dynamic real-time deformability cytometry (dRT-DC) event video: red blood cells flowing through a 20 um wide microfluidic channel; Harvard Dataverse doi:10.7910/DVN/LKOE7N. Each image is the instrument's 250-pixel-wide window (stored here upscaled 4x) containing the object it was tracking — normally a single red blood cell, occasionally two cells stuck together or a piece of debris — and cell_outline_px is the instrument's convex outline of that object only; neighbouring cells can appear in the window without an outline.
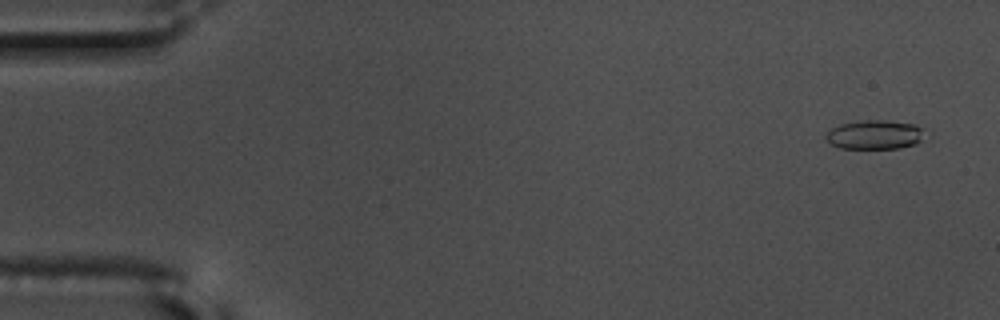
{"species": "common noctule bat (a hibernating species)", "species_latin": "Nyctalus noctula", "temperature_condition": "warm", "stored_images_in_passage": 55, "camera_frame_rate_fps": 3000, "um_per_image_px": 0.085, "animal": {"sex": "male", "body_mass_g": 17.5, "forearm_length_mm": 52.3}, "frame": {"image": 1, "passage_image": 1, "time_ms": 0.0, "image_size_px": [1000, 320], "cell_outline_px": [[920, 140], [916, 144], [900, 148], [840, 148], [832, 144], [824, 136], [832, 128], [840, 124], [864, 120], [884, 120], [912, 124], [920, 128]], "centroid_in_image_um": [74.29, 11.45], "position_along_channel_um": 10.7, "area_um2": 16.3}}
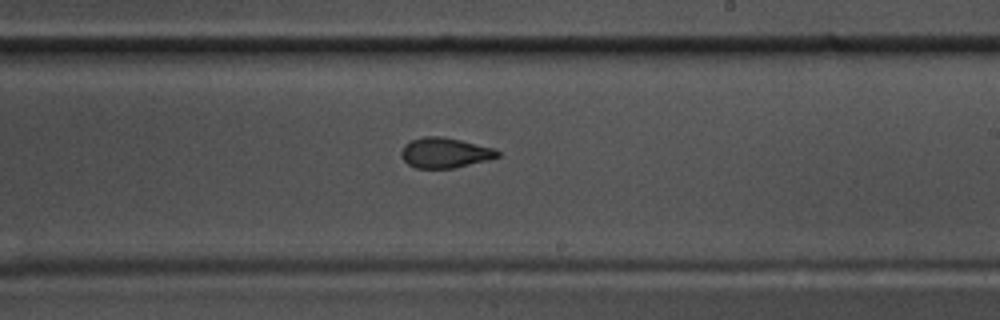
{"frame": {"image": 2, "passage_image": 32, "time_ms": 10.333, "image_size_px": [1000, 320], "cell_outline_px": [[500, 156], [488, 160], [452, 168], [416, 168], [408, 164], [400, 156], [400, 152], [404, 144], [412, 140], [424, 136], [440, 136], [460, 140], [492, 148], [500, 152]], "centroid_in_image_um": [37.78, 12.99], "position_along_channel_um": 251.2, "area_um2": 16.82}}
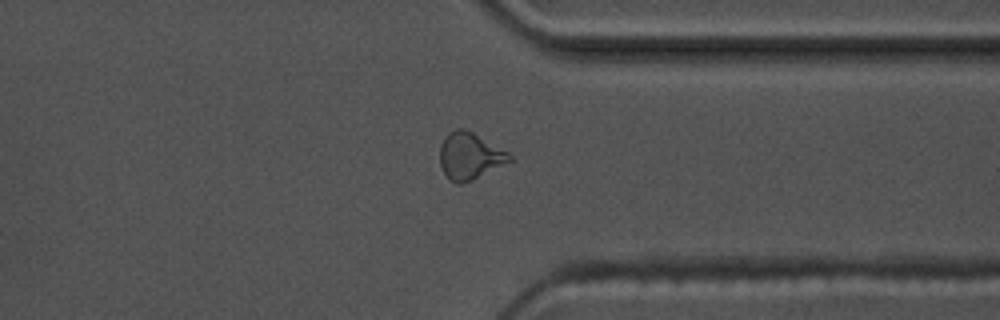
{"frame": {"image": 3, "passage_image": 42, "time_ms": 13.667, "image_size_px": [1000, 320], "cell_outline_px": [[512, 160], [472, 180], [460, 184], [456, 184], [448, 180], [440, 164], [440, 144], [448, 132], [456, 128], [464, 128], [472, 132], [508, 152], [512, 156]], "centroid_in_image_um": [39.89, 13.26], "position_along_channel_um": 371.5, "area_um2": 18.9}, "authors_computed_cell_mechanics": {"area_um2": 17.2822, "velocity_mm_per_s": 3.6544, "shape_relaxation_time_tau1_ms": 6.7677, "shape_relaxation_time_tau2_ms": 1.5936, "deformation_change_tau1": 0.1888, "deformation_change_tau2": 0.0724}}